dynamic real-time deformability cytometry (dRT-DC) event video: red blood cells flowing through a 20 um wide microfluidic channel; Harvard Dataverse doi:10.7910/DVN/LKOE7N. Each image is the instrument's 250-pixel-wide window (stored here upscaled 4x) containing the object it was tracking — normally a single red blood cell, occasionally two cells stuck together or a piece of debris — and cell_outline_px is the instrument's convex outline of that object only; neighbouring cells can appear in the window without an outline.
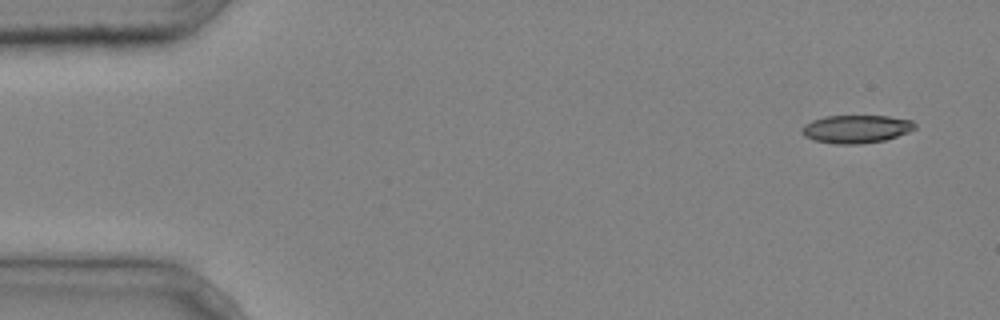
{"species": "common noctule bat (a hibernating species)", "species_latin": "Nyctalus noctula", "temperature_condition": "cold", "stored_images_in_passage": 4, "camera_frame_rate_fps": 3000, "um_per_image_px": 0.085, "animal": {"sex": "male", "body_mass_g": 20.4}, "frame": {"image": 1, "passage_image": 1, "time_ms": 0.0, "image_size_px": [1000, 320], "cell_outline_px": [[916, 128], [908, 132], [884, 140], [860, 144], [836, 144], [812, 140], [804, 136], [800, 132], [800, 128], [804, 124], [812, 120], [824, 116], [888, 116], [912, 120], [916, 124]], "centroid_in_image_um": [72.73, 10.96], "position_along_channel_um": 12.3, "area_um2": 18.61}}